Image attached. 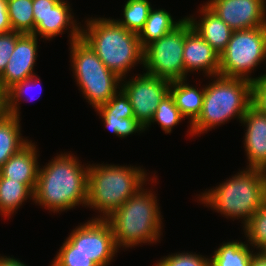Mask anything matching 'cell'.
Wrapping results in <instances>:
<instances>
[{
    "instance_id": "4fadbf2b",
    "label": "cell",
    "mask_w": 266,
    "mask_h": 266,
    "mask_svg": "<svg viewBox=\"0 0 266 266\" xmlns=\"http://www.w3.org/2000/svg\"><path fill=\"white\" fill-rule=\"evenodd\" d=\"M184 70L203 71L205 76L219 75V54L193 28L185 17V41L183 50Z\"/></svg>"
},
{
    "instance_id": "f546056e",
    "label": "cell",
    "mask_w": 266,
    "mask_h": 266,
    "mask_svg": "<svg viewBox=\"0 0 266 266\" xmlns=\"http://www.w3.org/2000/svg\"><path fill=\"white\" fill-rule=\"evenodd\" d=\"M106 129L119 138H125L131 134L144 132L145 127L135 117L122 118V116H100Z\"/></svg>"
},
{
    "instance_id": "83f0119b",
    "label": "cell",
    "mask_w": 266,
    "mask_h": 266,
    "mask_svg": "<svg viewBox=\"0 0 266 266\" xmlns=\"http://www.w3.org/2000/svg\"><path fill=\"white\" fill-rule=\"evenodd\" d=\"M40 85V78L37 77V74L34 76H31L30 78H27L23 81H20L16 84H14L12 87H10L7 90V97H8V111L9 114L14 115L15 117H19L20 118V106L19 104L21 99L23 98V95L25 93H27L30 89L35 88L37 85ZM40 90V93L42 92V87ZM32 92V90H30ZM40 93H38V95H41ZM26 95V94H25ZM26 97V96H25ZM33 95L31 96L30 100L33 99ZM40 96H38L37 98H39ZM36 98H34L35 100ZM20 100V101H19ZM29 100V99H28Z\"/></svg>"
},
{
    "instance_id": "d6a6232c",
    "label": "cell",
    "mask_w": 266,
    "mask_h": 266,
    "mask_svg": "<svg viewBox=\"0 0 266 266\" xmlns=\"http://www.w3.org/2000/svg\"><path fill=\"white\" fill-rule=\"evenodd\" d=\"M251 105L266 116V73L251 82Z\"/></svg>"
},
{
    "instance_id": "ffe728a7",
    "label": "cell",
    "mask_w": 266,
    "mask_h": 266,
    "mask_svg": "<svg viewBox=\"0 0 266 266\" xmlns=\"http://www.w3.org/2000/svg\"><path fill=\"white\" fill-rule=\"evenodd\" d=\"M21 119L12 114L0 119V169L5 162L30 140L21 134Z\"/></svg>"
},
{
    "instance_id": "8992f818",
    "label": "cell",
    "mask_w": 266,
    "mask_h": 266,
    "mask_svg": "<svg viewBox=\"0 0 266 266\" xmlns=\"http://www.w3.org/2000/svg\"><path fill=\"white\" fill-rule=\"evenodd\" d=\"M250 106V81L220 75L213 76V81L205 86L202 111L190 125L189 133L192 136L207 133L215 126L225 124L233 118L239 119L241 123Z\"/></svg>"
},
{
    "instance_id": "e575fe53",
    "label": "cell",
    "mask_w": 266,
    "mask_h": 266,
    "mask_svg": "<svg viewBox=\"0 0 266 266\" xmlns=\"http://www.w3.org/2000/svg\"><path fill=\"white\" fill-rule=\"evenodd\" d=\"M57 3L56 0H32L33 15H46Z\"/></svg>"
},
{
    "instance_id": "5bb4252c",
    "label": "cell",
    "mask_w": 266,
    "mask_h": 266,
    "mask_svg": "<svg viewBox=\"0 0 266 266\" xmlns=\"http://www.w3.org/2000/svg\"><path fill=\"white\" fill-rule=\"evenodd\" d=\"M38 37L33 34H23L15 44V49L9 58L0 85L8 90L14 84L23 81L34 73L35 62L38 57Z\"/></svg>"
},
{
    "instance_id": "60d3db41",
    "label": "cell",
    "mask_w": 266,
    "mask_h": 266,
    "mask_svg": "<svg viewBox=\"0 0 266 266\" xmlns=\"http://www.w3.org/2000/svg\"><path fill=\"white\" fill-rule=\"evenodd\" d=\"M261 251H263L264 254L266 255V247L264 249H262Z\"/></svg>"
},
{
    "instance_id": "ba28073f",
    "label": "cell",
    "mask_w": 266,
    "mask_h": 266,
    "mask_svg": "<svg viewBox=\"0 0 266 266\" xmlns=\"http://www.w3.org/2000/svg\"><path fill=\"white\" fill-rule=\"evenodd\" d=\"M266 61V25L235 30L219 55V75L253 82L252 70ZM266 63V62H265Z\"/></svg>"
},
{
    "instance_id": "836d02e7",
    "label": "cell",
    "mask_w": 266,
    "mask_h": 266,
    "mask_svg": "<svg viewBox=\"0 0 266 266\" xmlns=\"http://www.w3.org/2000/svg\"><path fill=\"white\" fill-rule=\"evenodd\" d=\"M22 35V33L16 31L0 34V76L3 74L9 58L15 49L16 41Z\"/></svg>"
},
{
    "instance_id": "603a6c76",
    "label": "cell",
    "mask_w": 266,
    "mask_h": 266,
    "mask_svg": "<svg viewBox=\"0 0 266 266\" xmlns=\"http://www.w3.org/2000/svg\"><path fill=\"white\" fill-rule=\"evenodd\" d=\"M245 243L238 240L223 243L210 257V266H250L253 251Z\"/></svg>"
},
{
    "instance_id": "30bf717a",
    "label": "cell",
    "mask_w": 266,
    "mask_h": 266,
    "mask_svg": "<svg viewBox=\"0 0 266 266\" xmlns=\"http://www.w3.org/2000/svg\"><path fill=\"white\" fill-rule=\"evenodd\" d=\"M67 240L73 245V252L85 254L97 266H108L119 252L109 223L99 217L73 229Z\"/></svg>"
},
{
    "instance_id": "1f68e13d",
    "label": "cell",
    "mask_w": 266,
    "mask_h": 266,
    "mask_svg": "<svg viewBox=\"0 0 266 266\" xmlns=\"http://www.w3.org/2000/svg\"><path fill=\"white\" fill-rule=\"evenodd\" d=\"M155 266H210V258L193 252H177L161 258Z\"/></svg>"
},
{
    "instance_id": "e0dca14e",
    "label": "cell",
    "mask_w": 266,
    "mask_h": 266,
    "mask_svg": "<svg viewBox=\"0 0 266 266\" xmlns=\"http://www.w3.org/2000/svg\"><path fill=\"white\" fill-rule=\"evenodd\" d=\"M29 141L17 153L12 155L0 169V178H9L27 184L33 191L36 189L39 162L38 149Z\"/></svg>"
},
{
    "instance_id": "44dd1931",
    "label": "cell",
    "mask_w": 266,
    "mask_h": 266,
    "mask_svg": "<svg viewBox=\"0 0 266 266\" xmlns=\"http://www.w3.org/2000/svg\"><path fill=\"white\" fill-rule=\"evenodd\" d=\"M184 18L174 21L165 9L151 8L144 28L138 34L141 46L145 48L151 42L160 39L176 28Z\"/></svg>"
},
{
    "instance_id": "d4e9b609",
    "label": "cell",
    "mask_w": 266,
    "mask_h": 266,
    "mask_svg": "<svg viewBox=\"0 0 266 266\" xmlns=\"http://www.w3.org/2000/svg\"><path fill=\"white\" fill-rule=\"evenodd\" d=\"M151 6L148 0H127L123 8V19L116 21L127 30L139 34L144 28Z\"/></svg>"
},
{
    "instance_id": "7a4b0ae2",
    "label": "cell",
    "mask_w": 266,
    "mask_h": 266,
    "mask_svg": "<svg viewBox=\"0 0 266 266\" xmlns=\"http://www.w3.org/2000/svg\"><path fill=\"white\" fill-rule=\"evenodd\" d=\"M87 19L81 38L92 48L105 66L122 81L136 64L144 66V48L138 34L121 26L116 19Z\"/></svg>"
},
{
    "instance_id": "52a82bcc",
    "label": "cell",
    "mask_w": 266,
    "mask_h": 266,
    "mask_svg": "<svg viewBox=\"0 0 266 266\" xmlns=\"http://www.w3.org/2000/svg\"><path fill=\"white\" fill-rule=\"evenodd\" d=\"M73 74L84 98L95 109L104 105L121 87V78L111 72L82 39L70 43Z\"/></svg>"
},
{
    "instance_id": "9a60e30c",
    "label": "cell",
    "mask_w": 266,
    "mask_h": 266,
    "mask_svg": "<svg viewBox=\"0 0 266 266\" xmlns=\"http://www.w3.org/2000/svg\"><path fill=\"white\" fill-rule=\"evenodd\" d=\"M241 123L246 126L243 140L249 162L246 167L266 171V116L251 105Z\"/></svg>"
},
{
    "instance_id": "7402d4cb",
    "label": "cell",
    "mask_w": 266,
    "mask_h": 266,
    "mask_svg": "<svg viewBox=\"0 0 266 266\" xmlns=\"http://www.w3.org/2000/svg\"><path fill=\"white\" fill-rule=\"evenodd\" d=\"M28 198L34 200V191L27 184L0 178V215H12Z\"/></svg>"
},
{
    "instance_id": "d6986e66",
    "label": "cell",
    "mask_w": 266,
    "mask_h": 266,
    "mask_svg": "<svg viewBox=\"0 0 266 266\" xmlns=\"http://www.w3.org/2000/svg\"><path fill=\"white\" fill-rule=\"evenodd\" d=\"M186 81V82H185ZM205 87L198 89L187 83V79L172 81L170 94L181 114L190 119V125L200 115L203 107Z\"/></svg>"
},
{
    "instance_id": "8d00e7d4",
    "label": "cell",
    "mask_w": 266,
    "mask_h": 266,
    "mask_svg": "<svg viewBox=\"0 0 266 266\" xmlns=\"http://www.w3.org/2000/svg\"><path fill=\"white\" fill-rule=\"evenodd\" d=\"M9 114L7 90L0 85V119Z\"/></svg>"
},
{
    "instance_id": "6da1fadb",
    "label": "cell",
    "mask_w": 266,
    "mask_h": 266,
    "mask_svg": "<svg viewBox=\"0 0 266 266\" xmlns=\"http://www.w3.org/2000/svg\"><path fill=\"white\" fill-rule=\"evenodd\" d=\"M74 154H57L39 168L34 203L55 213L86 206L89 164L85 166Z\"/></svg>"
},
{
    "instance_id": "7c38bea8",
    "label": "cell",
    "mask_w": 266,
    "mask_h": 266,
    "mask_svg": "<svg viewBox=\"0 0 266 266\" xmlns=\"http://www.w3.org/2000/svg\"><path fill=\"white\" fill-rule=\"evenodd\" d=\"M205 4L233 31L266 25V0H208Z\"/></svg>"
},
{
    "instance_id": "4dcf8cb0",
    "label": "cell",
    "mask_w": 266,
    "mask_h": 266,
    "mask_svg": "<svg viewBox=\"0 0 266 266\" xmlns=\"http://www.w3.org/2000/svg\"><path fill=\"white\" fill-rule=\"evenodd\" d=\"M53 260L51 266H97L85 254L73 252V245L67 239Z\"/></svg>"
},
{
    "instance_id": "4316f807",
    "label": "cell",
    "mask_w": 266,
    "mask_h": 266,
    "mask_svg": "<svg viewBox=\"0 0 266 266\" xmlns=\"http://www.w3.org/2000/svg\"><path fill=\"white\" fill-rule=\"evenodd\" d=\"M246 240L254 249L262 250L266 247V202L257 210L243 226Z\"/></svg>"
},
{
    "instance_id": "2e32d148",
    "label": "cell",
    "mask_w": 266,
    "mask_h": 266,
    "mask_svg": "<svg viewBox=\"0 0 266 266\" xmlns=\"http://www.w3.org/2000/svg\"><path fill=\"white\" fill-rule=\"evenodd\" d=\"M69 4L57 3L51 11L46 15H33L34 16V32L33 35L40 36V39H53L68 30L70 43L74 40L81 38L80 23H76L74 15H72V9Z\"/></svg>"
},
{
    "instance_id": "f35d334b",
    "label": "cell",
    "mask_w": 266,
    "mask_h": 266,
    "mask_svg": "<svg viewBox=\"0 0 266 266\" xmlns=\"http://www.w3.org/2000/svg\"><path fill=\"white\" fill-rule=\"evenodd\" d=\"M0 266H27L24 262L13 257L0 255Z\"/></svg>"
},
{
    "instance_id": "5b68a950",
    "label": "cell",
    "mask_w": 266,
    "mask_h": 266,
    "mask_svg": "<svg viewBox=\"0 0 266 266\" xmlns=\"http://www.w3.org/2000/svg\"><path fill=\"white\" fill-rule=\"evenodd\" d=\"M148 179L141 167L89 164L86 205L98 210L100 219H105L144 187Z\"/></svg>"
},
{
    "instance_id": "484cf974",
    "label": "cell",
    "mask_w": 266,
    "mask_h": 266,
    "mask_svg": "<svg viewBox=\"0 0 266 266\" xmlns=\"http://www.w3.org/2000/svg\"><path fill=\"white\" fill-rule=\"evenodd\" d=\"M185 117L181 114L180 110L176 107L173 96L169 93L158 105L150 123L145 127V130L150 127L151 123L157 122L158 125L165 132L169 134L172 128L179 124Z\"/></svg>"
},
{
    "instance_id": "3957f363",
    "label": "cell",
    "mask_w": 266,
    "mask_h": 266,
    "mask_svg": "<svg viewBox=\"0 0 266 266\" xmlns=\"http://www.w3.org/2000/svg\"><path fill=\"white\" fill-rule=\"evenodd\" d=\"M155 193L141 187L105 220L118 248L159 242L162 230L160 207Z\"/></svg>"
},
{
    "instance_id": "74e56055",
    "label": "cell",
    "mask_w": 266,
    "mask_h": 266,
    "mask_svg": "<svg viewBox=\"0 0 266 266\" xmlns=\"http://www.w3.org/2000/svg\"><path fill=\"white\" fill-rule=\"evenodd\" d=\"M250 266H266V255L263 251L253 253Z\"/></svg>"
},
{
    "instance_id": "8fae6325",
    "label": "cell",
    "mask_w": 266,
    "mask_h": 266,
    "mask_svg": "<svg viewBox=\"0 0 266 266\" xmlns=\"http://www.w3.org/2000/svg\"><path fill=\"white\" fill-rule=\"evenodd\" d=\"M131 78L121 80L120 87L129 98L135 119L146 127L160 102L170 93L171 82L145 72Z\"/></svg>"
},
{
    "instance_id": "ab89813d",
    "label": "cell",
    "mask_w": 266,
    "mask_h": 266,
    "mask_svg": "<svg viewBox=\"0 0 266 266\" xmlns=\"http://www.w3.org/2000/svg\"><path fill=\"white\" fill-rule=\"evenodd\" d=\"M58 3H63V4H69L67 1L65 0H56Z\"/></svg>"
},
{
    "instance_id": "9c48e42d",
    "label": "cell",
    "mask_w": 266,
    "mask_h": 266,
    "mask_svg": "<svg viewBox=\"0 0 266 266\" xmlns=\"http://www.w3.org/2000/svg\"><path fill=\"white\" fill-rule=\"evenodd\" d=\"M185 41V18L169 33L144 48L146 74L170 82L186 79L183 50Z\"/></svg>"
},
{
    "instance_id": "277c9868",
    "label": "cell",
    "mask_w": 266,
    "mask_h": 266,
    "mask_svg": "<svg viewBox=\"0 0 266 266\" xmlns=\"http://www.w3.org/2000/svg\"><path fill=\"white\" fill-rule=\"evenodd\" d=\"M199 195V201L245 225L266 202V171L246 168Z\"/></svg>"
},
{
    "instance_id": "d590c367",
    "label": "cell",
    "mask_w": 266,
    "mask_h": 266,
    "mask_svg": "<svg viewBox=\"0 0 266 266\" xmlns=\"http://www.w3.org/2000/svg\"><path fill=\"white\" fill-rule=\"evenodd\" d=\"M12 31L7 12V0H0V34Z\"/></svg>"
},
{
    "instance_id": "ac0fdd59",
    "label": "cell",
    "mask_w": 266,
    "mask_h": 266,
    "mask_svg": "<svg viewBox=\"0 0 266 266\" xmlns=\"http://www.w3.org/2000/svg\"><path fill=\"white\" fill-rule=\"evenodd\" d=\"M202 17L189 16L186 18L192 28L220 55L226 48L233 30L214 13L206 4L199 9Z\"/></svg>"
},
{
    "instance_id": "f1b7e54d",
    "label": "cell",
    "mask_w": 266,
    "mask_h": 266,
    "mask_svg": "<svg viewBox=\"0 0 266 266\" xmlns=\"http://www.w3.org/2000/svg\"><path fill=\"white\" fill-rule=\"evenodd\" d=\"M119 90L104 105L95 110L99 116L135 117L128 96L122 89Z\"/></svg>"
},
{
    "instance_id": "cb8c5ba5",
    "label": "cell",
    "mask_w": 266,
    "mask_h": 266,
    "mask_svg": "<svg viewBox=\"0 0 266 266\" xmlns=\"http://www.w3.org/2000/svg\"><path fill=\"white\" fill-rule=\"evenodd\" d=\"M7 12L12 31L22 34L34 32L32 0H7Z\"/></svg>"
}]
</instances>
